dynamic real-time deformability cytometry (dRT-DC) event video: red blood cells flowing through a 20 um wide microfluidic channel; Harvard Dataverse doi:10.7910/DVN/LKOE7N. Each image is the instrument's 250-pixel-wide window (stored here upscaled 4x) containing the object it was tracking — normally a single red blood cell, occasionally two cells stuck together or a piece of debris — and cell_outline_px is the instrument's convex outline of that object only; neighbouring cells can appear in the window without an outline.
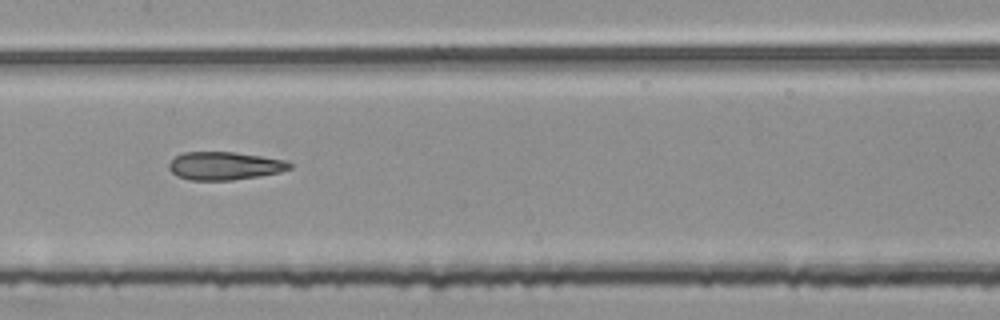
{"species": "common noctule bat (a hibernating species)", "species_latin": "Nyctalus noctula", "temperature_condition": "room temperature", "stored_images_in_passage": 44, "segment_of_instrument_passage": [2, 2], "camera_frame_rate_fps": 3000, "um_per_image_px": 0.085, "animal": {"sex": "female", "body_mass_g": 25.1}, "frame": {"image": 1, "passage_image": 17, "time_ms": 5.333, "image_size_px": [1000, 320], "cell_outline_px": [[292, 168], [280, 172], [260, 176], [232, 180], [188, 180], [176, 176], [168, 168], [168, 164], [176, 156], [184, 152], [236, 152], [284, 160], [292, 164]], "centroid_in_image_um": [19.08, 14.1], "position_along_channel_um": 188.3, "area_um2": 19.77}}
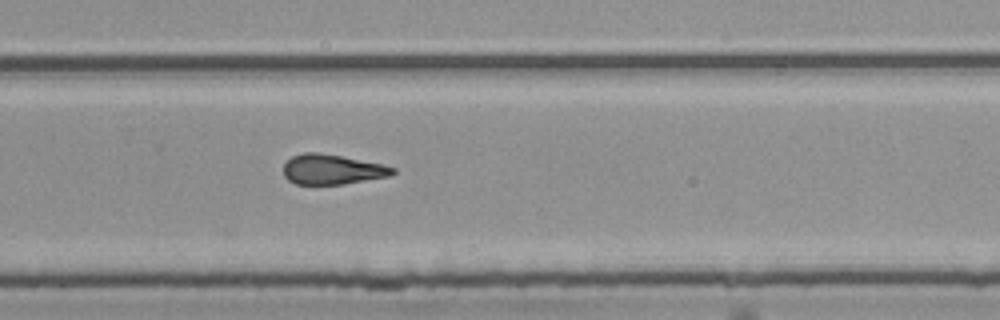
{"frame": {"image": 2, "passage_image": 26, "time_ms": 8.333, "image_size_px": [1000, 320], "cell_outline_px": [[396, 172], [392, 176], [344, 184], [296, 184], [288, 180], [284, 176], [284, 164], [292, 156], [304, 152], [316, 152], [340, 156], [380, 164], [396, 168]], "centroid_in_image_um": [28.24, 14.41], "position_along_channel_um": 301.6, "area_um2": 19.02}}
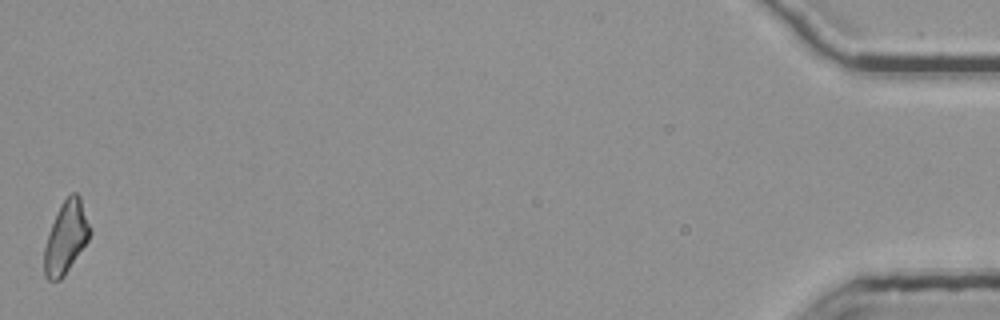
{"frame": {"image": 3, "passage_image": 44, "time_ms": 14.333, "image_size_px": [1000, 320], "cell_outline_px": [[92, 232], [88, 240], [64, 276], [60, 280], [48, 280], [44, 276], [44, 248], [48, 232], [60, 204], [72, 192], [76, 192], [80, 196], [92, 228]], "centroid_in_image_um": [5.62, 20.16], "position_along_channel_um": 429.6, "area_um2": 19.36}}